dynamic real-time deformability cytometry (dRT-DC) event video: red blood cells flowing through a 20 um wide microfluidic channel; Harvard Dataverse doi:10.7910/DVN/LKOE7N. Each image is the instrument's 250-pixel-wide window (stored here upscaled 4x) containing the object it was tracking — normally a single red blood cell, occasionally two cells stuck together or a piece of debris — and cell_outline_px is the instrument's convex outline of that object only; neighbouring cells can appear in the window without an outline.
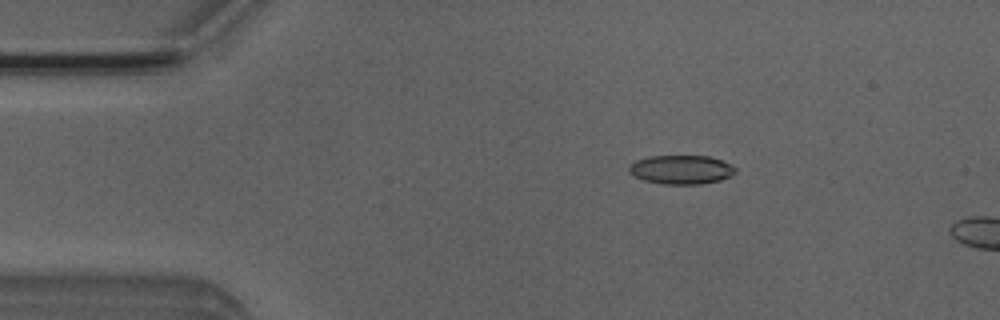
{"species": "Egyptian fruit bat (a non-hibernating species)", "species_latin": "Rousettus aegyptiacus", "temperature_condition": "room temperature", "stored_images_in_passage": 11, "camera_frame_rate_fps": 3000, "um_per_image_px": 0.085, "animal": {"sex": "male"}, "frame": {"image": 1, "passage_image": 8, "time_ms": 2.333, "image_size_px": [1000, 320], "cell_outline_px": [[736, 172], [732, 176], [720, 180], [700, 184], [664, 184], [644, 180], [632, 176], [628, 172], [628, 168], [636, 160], [648, 156], [708, 156], [720, 160], [736, 168]], "centroid_in_image_um": [57.88, 14.42], "position_along_channel_um": 27.1, "area_um2": 17.92}}